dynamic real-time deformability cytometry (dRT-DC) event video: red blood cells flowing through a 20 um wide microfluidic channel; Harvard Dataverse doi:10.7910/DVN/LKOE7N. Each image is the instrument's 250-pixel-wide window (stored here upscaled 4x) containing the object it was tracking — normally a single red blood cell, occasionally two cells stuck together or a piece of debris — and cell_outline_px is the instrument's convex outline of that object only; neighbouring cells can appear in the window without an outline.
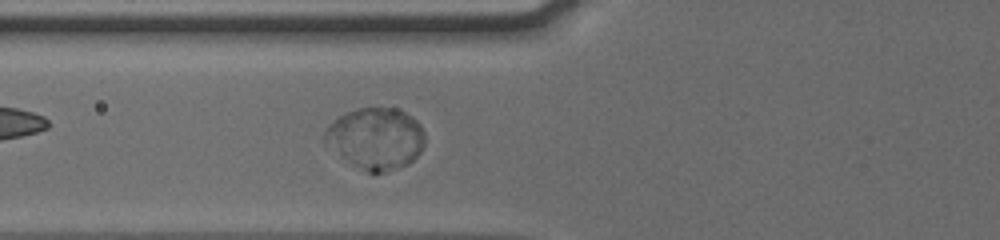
{"species": "human", "species_latin": "Homo sapiens", "temperature_condition": "cold", "stored_images_in_passage": 40, "camera_frame_rate_fps": 3000, "um_per_image_px": 0.085, "donor": {"sex": "male"}, "frame": {"image": 1, "passage_image": 7, "time_ms": 2.0, "image_size_px": [1000, 240], "cell_outline_px": [[424, 144], [420, 152], [408, 164], [384, 172], [368, 172], [324, 144], [324, 132], [340, 116], [356, 108], [396, 108], [404, 112], [416, 120], [420, 124], [424, 132]], "centroid_in_image_um": [31.97, 11.75], "position_along_channel_um": 93.8, "area_um2": 35.08}}
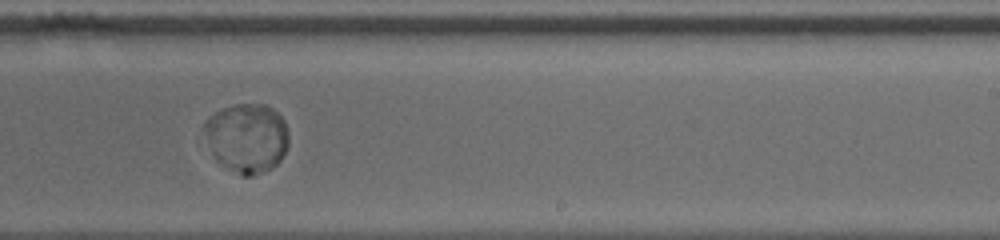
{"frame": {"image": 2, "passage_image": 21, "time_ms": 6.667, "image_size_px": [1000, 240], "cell_outline_px": [[288, 144], [280, 160], [272, 168], [252, 176], [240, 176], [224, 164], [212, 152], [204, 124], [204, 120], [216, 112], [232, 104], [264, 104], [272, 108], [284, 120], [288, 132]], "centroid_in_image_um": [21.03, 11.7], "position_along_channel_um": 268.0, "area_um2": 33.47}}
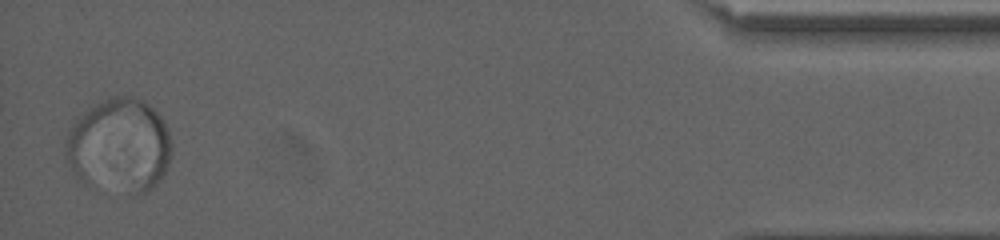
{"frame": {"image": 3, "passage_image": 39, "time_ms": 12.667, "image_size_px": [1000, 240], "cell_outline_px": [[168, 164], [164, 172], [148, 192], [136, 192], [84, 180], [76, 176], [64, 152], [64, 144], [68, 128], [84, 112], [108, 96], [132, 96], [148, 104], [160, 116], [168, 132]], "centroid_in_image_um": [10.1, 12.28], "position_along_channel_um": 425.1, "area_um2": 56.18}}